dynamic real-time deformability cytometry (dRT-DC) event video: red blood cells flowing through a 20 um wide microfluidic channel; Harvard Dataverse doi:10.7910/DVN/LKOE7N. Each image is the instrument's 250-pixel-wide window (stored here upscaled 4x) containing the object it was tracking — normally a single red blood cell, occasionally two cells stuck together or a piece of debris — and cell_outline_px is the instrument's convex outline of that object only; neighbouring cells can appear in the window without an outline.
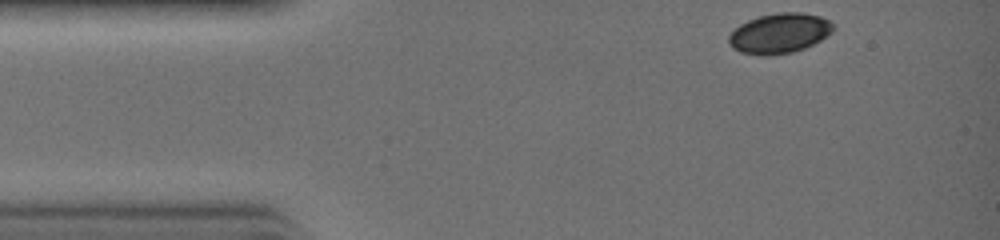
{"species": "common noctule bat (a hibernating species)", "species_latin": "Nyctalus noctula", "temperature_condition": "warm", "stored_images_in_passage": 27, "camera_frame_rate_fps": 3000, "um_per_image_px": 0.085, "animal": {"sex": "female", "body_mass_g": 19.0, "forearm_length_mm": 51.5}, "frame": {"image": 1, "passage_image": 1, "time_ms": 0.0, "image_size_px": [1000, 240], "cell_outline_px": [[832, 32], [820, 40], [804, 48], [792, 52], [768, 56], [760, 56], [740, 52], [732, 48], [728, 44], [728, 36], [740, 24], [748, 20], [760, 16], [776, 12], [800, 12], [820, 16], [828, 20], [832, 24]], "centroid_in_image_um": [66.21, 2.84], "position_along_channel_um": 18.8, "area_um2": 24.33}}
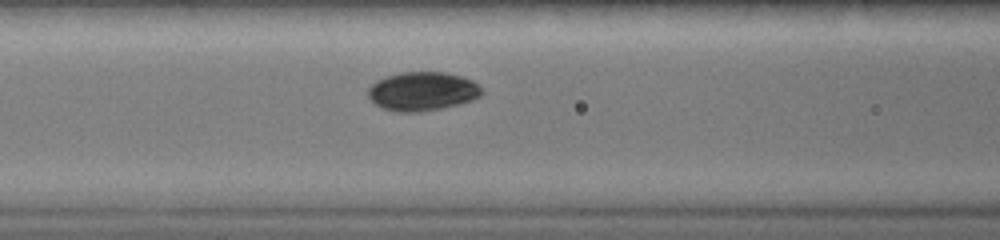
{"frame": {"image": 2, "passage_image": 10, "time_ms": 3.0, "image_size_px": [1000, 240], "cell_outline_px": [[484, 92], [480, 96], [472, 100], [460, 104], [420, 112], [396, 112], [384, 108], [376, 104], [368, 96], [368, 88], [376, 80], [384, 76], [400, 72], [444, 72], [460, 76], [472, 80]], "centroid_in_image_um": [35.89, 7.75], "position_along_channel_um": 130.7, "area_um2": 25.72}}
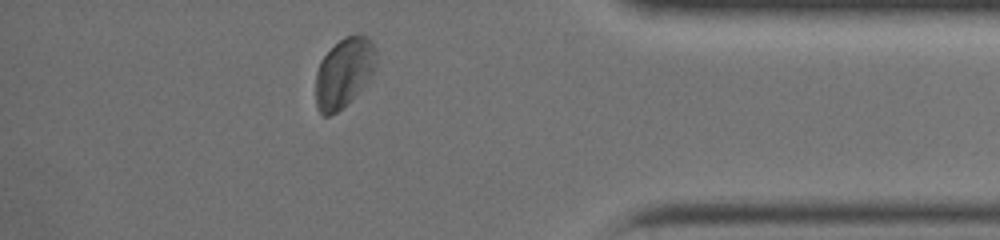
{"frame": {"image": 3, "passage_image": 25, "time_ms": 8.0, "image_size_px": [1000, 240], "cell_outline_px": [[376, 68], [368, 80], [348, 104], [344, 108], [328, 116], [324, 116], [316, 108], [316, 72], [320, 60], [344, 36], [356, 32], [368, 36], [372, 40], [376, 48]], "centroid_in_image_um": [29.26, 6.15], "position_along_channel_um": 405.9, "area_um2": 24.91}}